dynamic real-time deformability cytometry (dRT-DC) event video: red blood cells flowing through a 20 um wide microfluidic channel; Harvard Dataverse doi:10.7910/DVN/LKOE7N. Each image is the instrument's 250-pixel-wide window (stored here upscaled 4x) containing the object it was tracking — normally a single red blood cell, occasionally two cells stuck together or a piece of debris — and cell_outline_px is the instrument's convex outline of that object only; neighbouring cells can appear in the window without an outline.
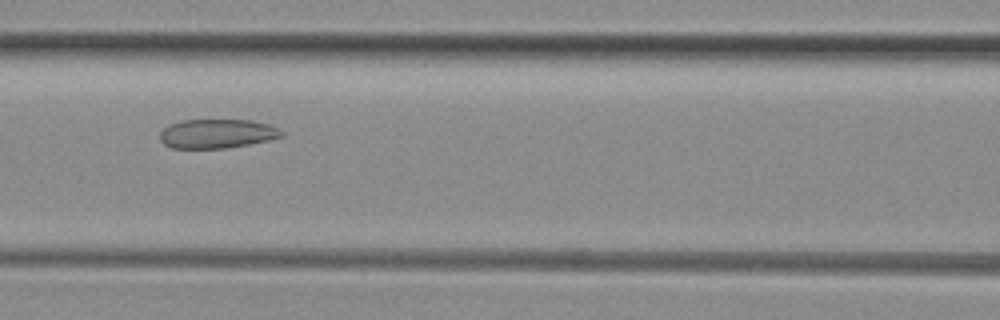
{"species": "common noctule bat (a hibernating species)", "species_latin": "Nyctalus noctula", "temperature_condition": "room temperature", "stored_images_in_passage": 44, "camera_frame_rate_fps": 3000, "um_per_image_px": 0.085, "animal": {"sex": "female", "body_mass_g": 29.2, "forearm_length_mm": 56.3}, "frame": {"image": 1, "passage_image": 19, "time_ms": 6.0, "image_size_px": [1000, 320], "cell_outline_px": [[284, 136], [268, 140], [228, 148], [172, 148], [164, 144], [160, 140], [160, 132], [168, 124], [180, 120], [252, 120], [268, 124], [284, 132]], "centroid_in_image_um": [18.42, 11.36], "position_along_channel_um": 148.2, "area_um2": 20.69}}
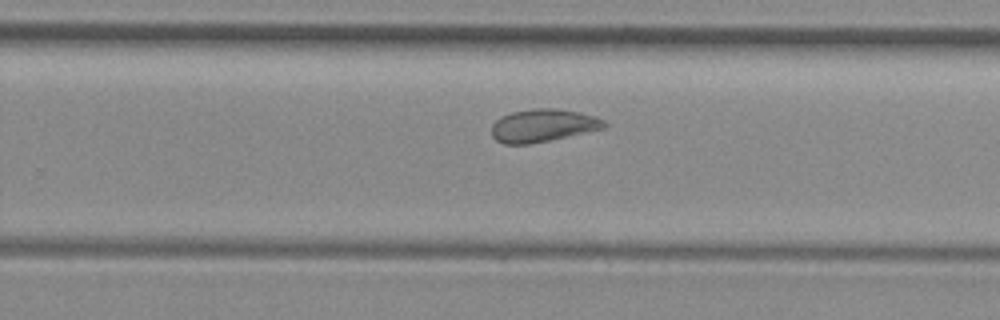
{"frame": {"image": 2, "passage_image": 29, "time_ms": 9.333, "image_size_px": [1000, 320], "cell_outline_px": [[608, 124], [604, 128], [548, 140], [528, 144], [504, 144], [496, 140], [492, 136], [492, 124], [500, 116], [512, 112], [532, 108], [556, 108], [580, 112], [604, 120]], "centroid_in_image_um": [46.11, 10.65], "position_along_channel_um": 283.7, "area_um2": 21.39}}
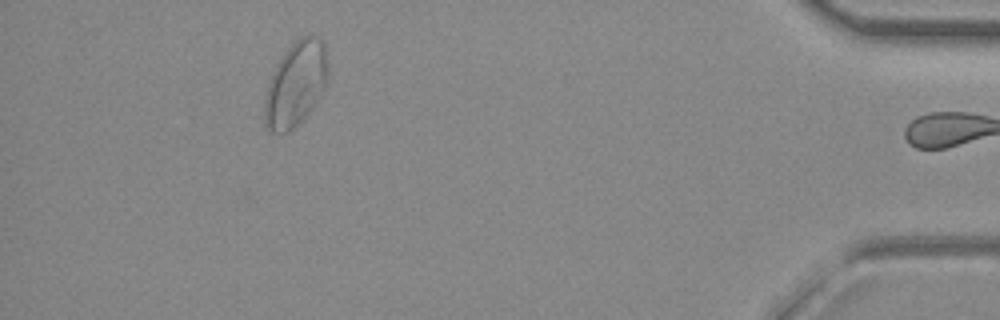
{"frame": {"image": 3, "passage_image": 43, "time_ms": 14.0, "image_size_px": [1000, 320], "cell_outline_px": [[328, 80], [320, 96], [312, 108], [288, 132], [272, 132], [264, 128], [264, 100], [268, 84], [272, 72], [276, 64], [284, 52], [300, 36], [316, 36], [324, 44], [328, 64]], "centroid_in_image_um": [25.12, 7.14], "position_along_channel_um": 410.1, "area_um2": 31.21}, "authors_computed_cell_mechanics": {"area_um2": 23.9581, "velocity_mm_per_s": 4.0952, "shape_relaxation_time_tau1_ms": null, "shape_relaxation_time_tau2_ms": 1.8094, "deformation_change_tau1": null, "deformation_change_tau2": 0.0816}}